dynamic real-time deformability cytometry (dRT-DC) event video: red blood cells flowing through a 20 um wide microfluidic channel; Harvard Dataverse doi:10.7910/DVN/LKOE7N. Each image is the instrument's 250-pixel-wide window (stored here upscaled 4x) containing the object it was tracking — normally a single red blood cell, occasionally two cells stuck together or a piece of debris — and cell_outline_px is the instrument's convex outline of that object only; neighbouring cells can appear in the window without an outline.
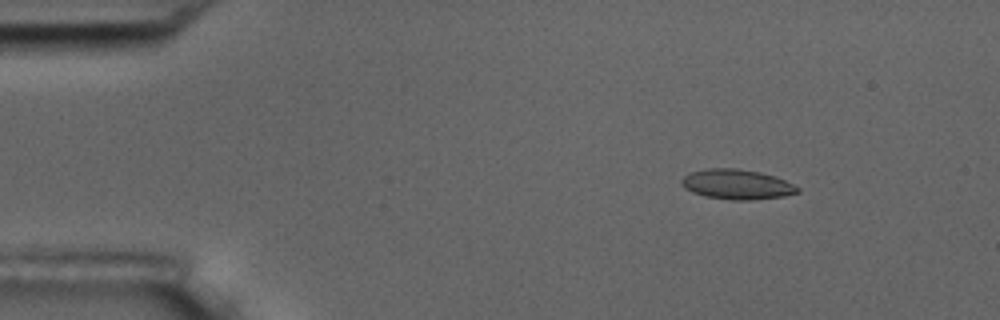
{"species": "common noctule bat (a hibernating species)", "species_latin": "Nyctalus noctula", "temperature_condition": "room temperature", "stored_images_in_passage": 5, "camera_frame_rate_fps": 3000, "um_per_image_px": 0.085, "animal": {"sex": "male", "body_mass_g": 17.5, "forearm_length_mm": 52.3}, "frame": {"image": 1, "passage_image": 2, "time_ms": 1.333, "image_size_px": [1000, 320], "cell_outline_px": [[800, 192], [784, 196], [752, 200], [732, 200], [704, 196], [692, 192], [684, 188], [680, 184], [680, 180], [688, 172], [708, 168], [736, 168], [760, 172], [776, 176], [800, 188]], "centroid_in_image_um": [62.61, 15.67], "position_along_channel_um": 22.4, "area_um2": 20.46}}